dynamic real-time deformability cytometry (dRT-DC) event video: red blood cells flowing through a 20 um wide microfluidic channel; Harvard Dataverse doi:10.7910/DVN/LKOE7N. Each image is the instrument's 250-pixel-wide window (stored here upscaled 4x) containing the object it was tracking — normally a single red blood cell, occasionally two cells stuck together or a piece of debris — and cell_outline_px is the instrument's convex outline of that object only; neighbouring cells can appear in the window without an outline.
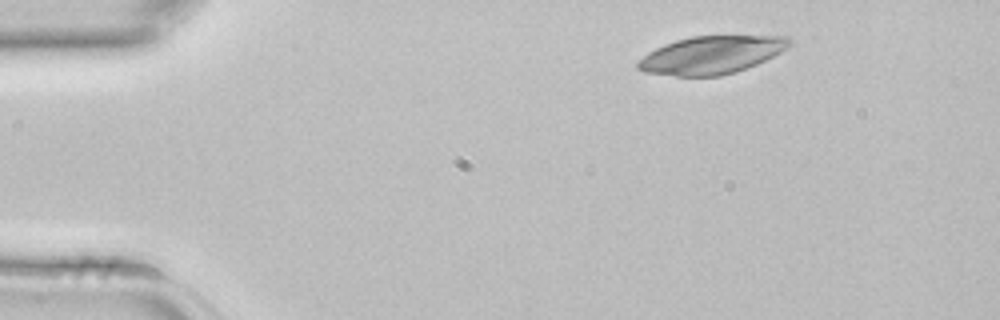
{"species": "common noctule bat (a hibernating species)", "species_latin": "Nyctalus noctula", "temperature_condition": "room temperature", "stored_images_in_passage": 3, "camera_frame_rate_fps": 3000, "um_per_image_px": 0.085, "animal": {"sex": "female", "body_mass_g": 22.7, "forearm_length_mm": 54.2}, "frame": {"image": 1, "passage_image": 1, "time_ms": 0.0, "image_size_px": [1000, 320], "cell_outline_px": [[792, 44], [788, 48], [756, 64], [736, 72], [720, 76], [676, 76], [644, 72], [636, 68], [636, 64], [648, 52], [664, 44], [676, 40], [692, 36], [788, 36], [792, 40]], "centroid_in_image_um": [60.47, 4.67], "position_along_channel_um": 24.5, "area_um2": 33.29}}